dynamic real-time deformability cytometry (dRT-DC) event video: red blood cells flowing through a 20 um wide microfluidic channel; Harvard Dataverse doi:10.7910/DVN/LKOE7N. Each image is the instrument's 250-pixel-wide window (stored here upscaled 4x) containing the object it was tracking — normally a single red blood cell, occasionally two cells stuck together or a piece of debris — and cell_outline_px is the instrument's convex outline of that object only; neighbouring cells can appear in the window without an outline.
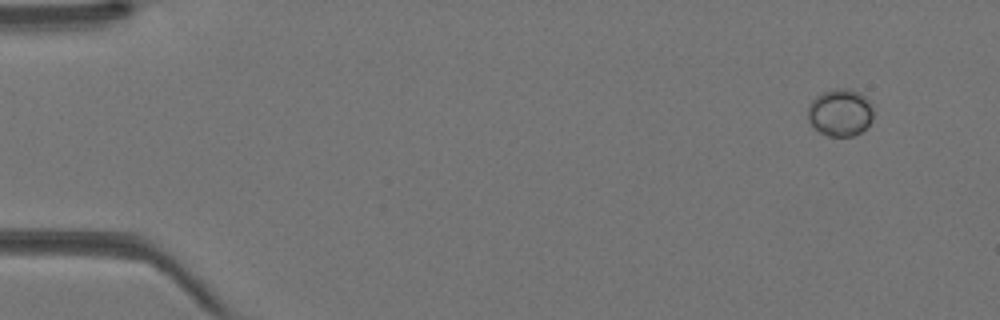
{"species": "Egyptian fruit bat (a non-hibernating species)", "species_latin": "Rousettus aegyptiacus", "temperature_condition": "warm", "stored_images_in_passage": 41, "camera_frame_rate_fps": 3000, "um_per_image_px": 0.085, "animal": {"sex": "female"}, "frame": {"image": 1, "passage_image": 1, "time_ms": 0.0, "image_size_px": [1000, 320], "cell_outline_px": [[872, 120], [860, 132], [852, 136], [828, 136], [820, 132], [808, 120], [808, 104], [816, 96], [832, 88], [844, 88], [856, 92], [864, 96], [872, 104]], "centroid_in_image_um": [71.4, 9.56], "position_along_channel_um": 13.6, "area_um2": 17.86}}
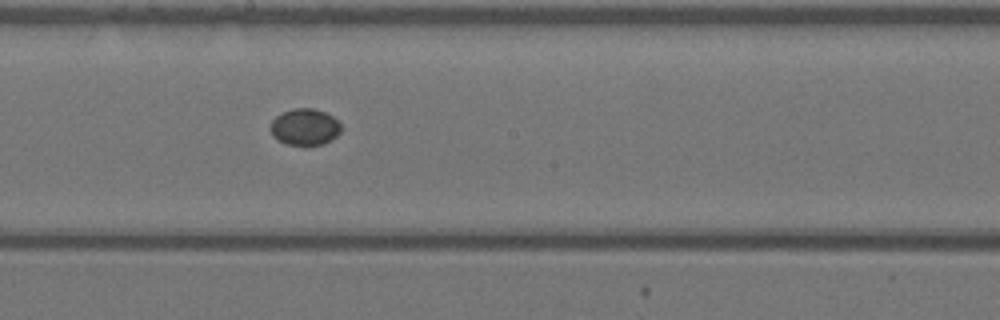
{"frame": {"image": 2, "passage_image": 22, "time_ms": 7.0, "image_size_px": [1000, 320], "cell_outline_px": [[340, 132], [336, 136], [324, 144], [288, 144], [276, 140], [272, 136], [272, 120], [276, 116], [292, 108], [312, 108], [324, 112], [340, 120]], "centroid_in_image_um": [25.92, 10.78], "position_along_channel_um": 222.3, "area_um2": 14.85}}
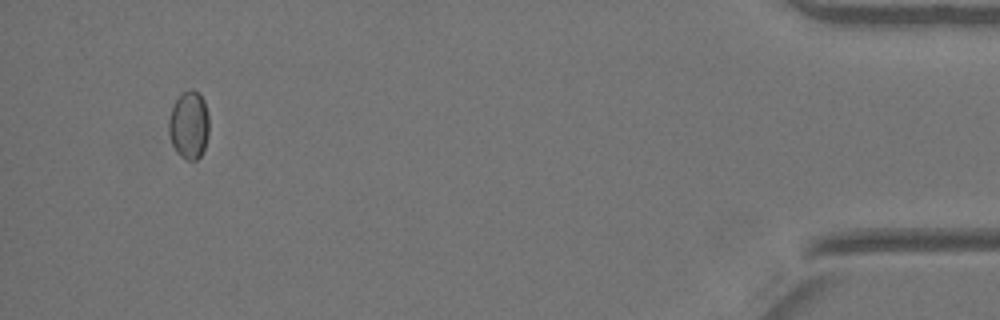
{"frame": {"image": 3, "passage_image": 39, "time_ms": 12.667, "image_size_px": [1000, 320], "cell_outline_px": [[208, 136], [204, 148], [200, 156], [196, 160], [184, 160], [176, 152], [172, 144], [168, 132], [168, 120], [172, 108], [176, 100], [184, 92], [192, 88], [204, 100], [208, 116]], "centroid_in_image_um": [16.05, 10.66], "position_along_channel_um": 419.2, "area_um2": 15.9}}